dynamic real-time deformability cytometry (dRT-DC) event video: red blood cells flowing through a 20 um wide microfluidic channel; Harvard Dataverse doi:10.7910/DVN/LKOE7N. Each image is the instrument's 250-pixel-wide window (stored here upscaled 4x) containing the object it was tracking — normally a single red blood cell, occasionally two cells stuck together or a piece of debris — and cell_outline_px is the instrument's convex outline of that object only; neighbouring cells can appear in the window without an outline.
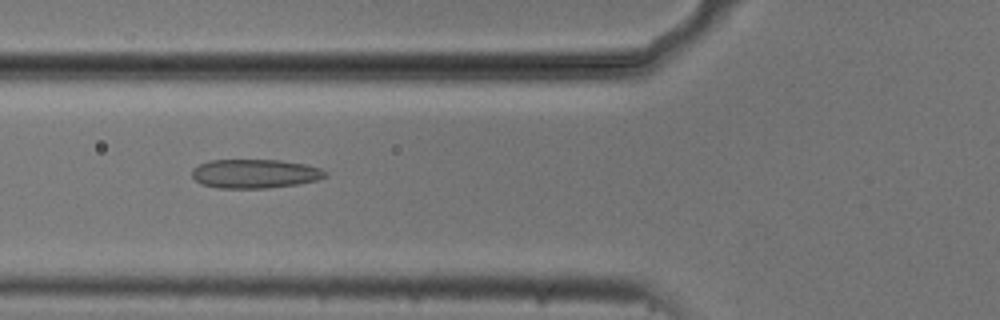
{"species": "common noctule bat (a hibernating species)", "species_latin": "Nyctalus noctula", "temperature_condition": "cold", "stored_images_in_passage": 54, "camera_frame_rate_fps": 3000, "um_per_image_px": 0.085, "animal": {"sex": "male", "body_mass_g": 20.5, "forearm_length_mm": 52.5}, "frame": {"image": 1, "passage_image": 20, "time_ms": 6.333, "image_size_px": [1000, 320], "cell_outline_px": [[328, 176], [316, 180], [300, 184], [268, 188], [220, 188], [200, 184], [192, 176], [192, 168], [200, 164], [212, 160], [280, 160], [304, 164], [320, 168], [328, 172]], "centroid_in_image_um": [21.68, 14.77], "position_along_channel_um": 104.1, "area_um2": 22.6}}
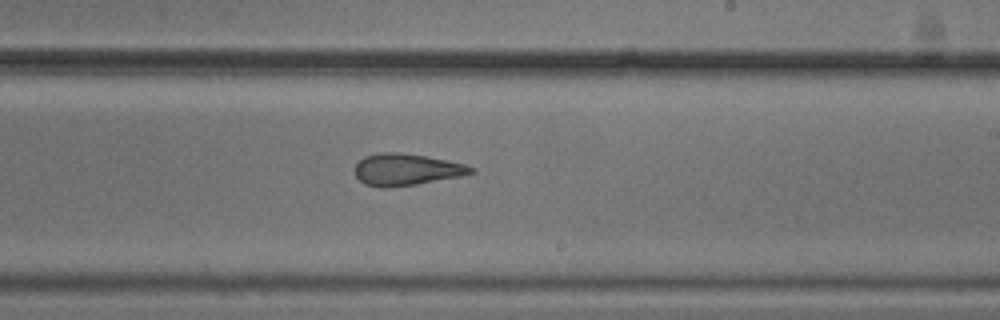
{"frame": {"image": 2, "passage_image": 32, "time_ms": 10.333, "image_size_px": [1000, 320], "cell_outline_px": [[476, 172], [460, 176], [416, 184], [388, 188], [380, 188], [364, 184], [356, 176], [356, 164], [364, 156], [380, 152], [400, 152], [448, 160], [464, 164], [476, 168]], "centroid_in_image_um": [34.54, 14.41], "position_along_channel_um": 254.5, "area_um2": 21.5}}
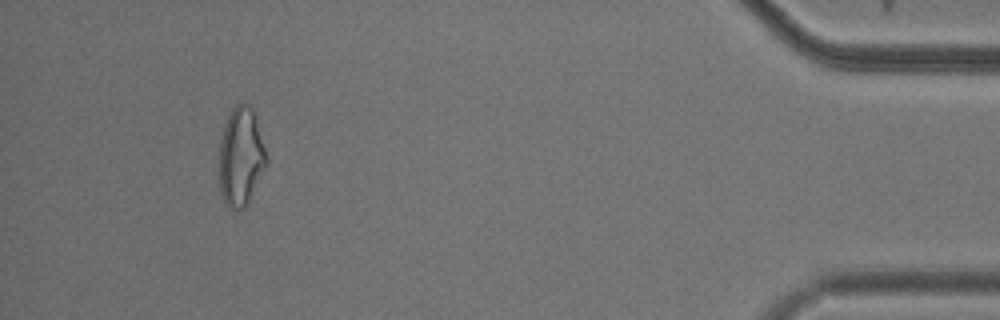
{"frame": {"image": 3, "passage_image": 50, "time_ms": 16.333, "image_size_px": [1000, 320], "cell_outline_px": [[268, 164], [244, 208], [228, 208], [224, 204], [220, 192], [216, 168], [220, 140], [224, 124], [232, 108], [236, 104], [248, 104], [252, 108], [256, 116], [268, 160]], "centroid_in_image_um": [20.43, 13.33], "position_along_channel_um": 414.8, "area_um2": 27.86}, "authors_computed_cell_mechanics": {"area_um2": 24.0159, "velocity_mm_per_s": 3.748, "shape_relaxation_time_tau1_ms": 6.5252, "shape_relaxation_time_tau2_ms": 2.4137, "deformation_change_tau1": 0.1293, "deformation_change_tau2": 0.1152}}